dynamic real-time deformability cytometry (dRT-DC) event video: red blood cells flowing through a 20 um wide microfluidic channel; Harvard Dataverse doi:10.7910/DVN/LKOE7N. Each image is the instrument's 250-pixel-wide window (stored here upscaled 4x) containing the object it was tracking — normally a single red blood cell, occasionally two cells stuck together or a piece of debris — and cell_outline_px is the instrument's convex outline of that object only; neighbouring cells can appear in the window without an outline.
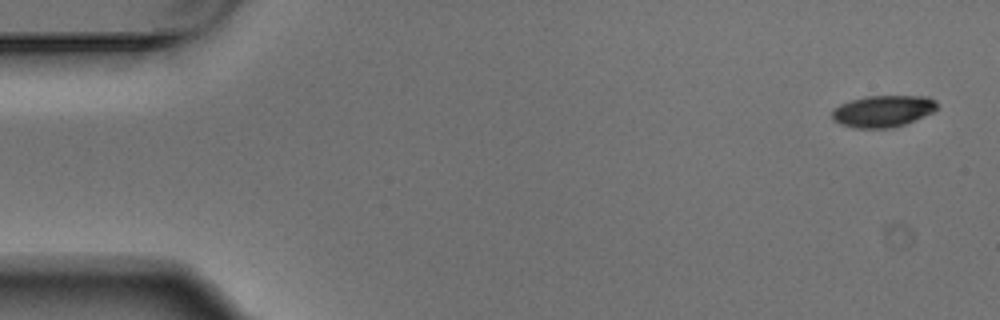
{"species": "Egyptian fruit bat (a non-hibernating species)", "species_latin": "Rousettus aegyptiacus", "temperature_condition": "warm", "stored_images_in_passage": 2, "camera_frame_rate_fps": 3000, "um_per_image_px": 0.085, "animal": {"sex": "male"}, "frame": {"image": 1, "passage_image": 1, "time_ms": 0.0, "image_size_px": [1000, 320], "cell_outline_px": [[936, 108], [932, 112], [924, 116], [904, 124], [892, 128], [856, 128], [840, 124], [832, 120], [832, 108], [840, 104], [864, 96], [928, 96], [936, 100]], "centroid_in_image_um": [75.02, 9.44], "position_along_channel_um": 10.0, "area_um2": 19.42}}
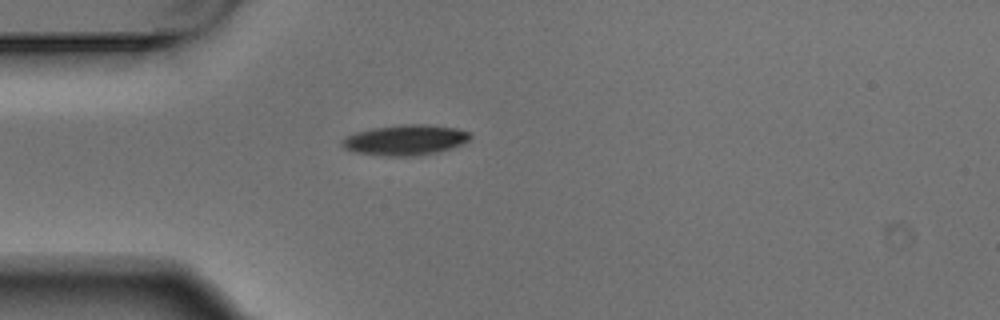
{"frame": {"image": 2, "passage_image": 2, "time_ms": 0.333, "image_size_px": [1000, 320], "cell_outline_px": [[472, 136], [464, 144], [436, 152], [416, 156], [384, 156], [352, 152], [344, 148], [340, 144], [340, 140], [356, 132], [372, 128], [404, 124], [428, 124], [456, 128], [472, 132]], "centroid_in_image_um": [34.45, 11.9], "position_along_channel_um": 50.5, "area_um2": 22.95}}